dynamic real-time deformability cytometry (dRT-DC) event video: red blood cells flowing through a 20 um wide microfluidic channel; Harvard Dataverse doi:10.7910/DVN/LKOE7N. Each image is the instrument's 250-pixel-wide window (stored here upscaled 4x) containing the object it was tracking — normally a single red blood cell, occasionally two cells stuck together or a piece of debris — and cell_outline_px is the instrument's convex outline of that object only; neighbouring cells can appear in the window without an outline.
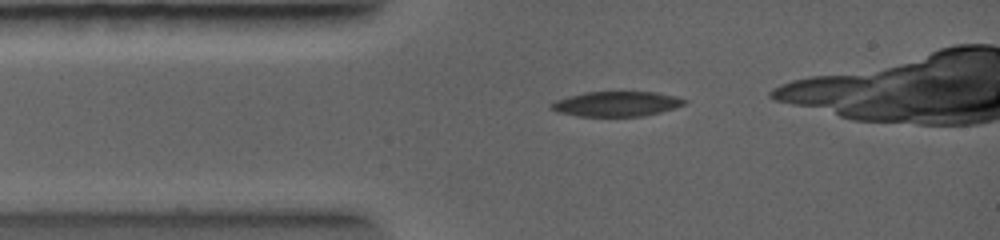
{"species": "common noctule bat (a hibernating species)", "species_latin": "Nyctalus noctula", "temperature_condition": "warm", "stored_images_in_passage": 30, "camera_frame_rate_fps": 5000, "um_per_image_px": 0.085, "animal": {"sex": "female", "body_mass_g": 19.0, "forearm_length_mm": 56.7}, "frame": {"image": 1, "passage_image": 1, "time_ms": 0.0, "image_size_px": [1000, 240], "cell_outline_px": [[688, 100], [684, 104], [660, 112], [640, 116], [580, 116], [560, 112], [548, 108], [548, 104], [556, 100], [568, 96], [584, 92], [656, 92], [676, 96]], "centroid_in_image_um": [52.37, 8.82], "position_along_channel_um": 32.6, "area_um2": 19.25}}
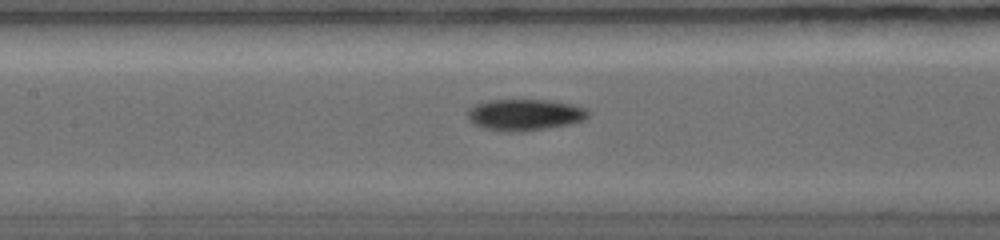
{"frame": {"image": 2, "passage_image": 11, "time_ms": 2.8, "image_size_px": [1000, 240], "cell_outline_px": [[588, 116], [584, 120], [568, 124], [548, 128], [520, 132], [504, 132], [480, 128], [472, 124], [468, 120], [468, 108], [476, 104], [492, 100], [548, 100], [572, 104], [588, 108]], "centroid_in_image_um": [44.57, 9.77], "position_along_channel_um": 162.8, "area_um2": 22.31}}
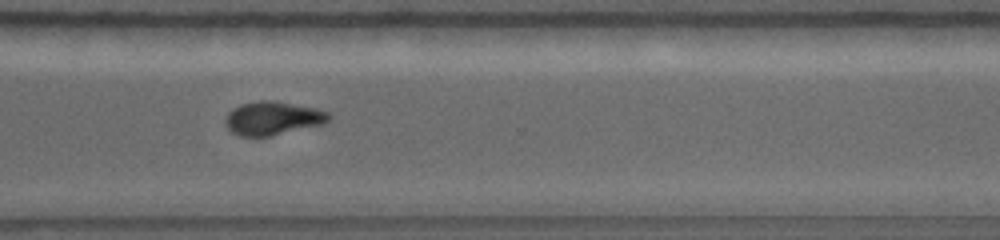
{"frame": {"image": 3, "passage_image": 24, "time_ms": 6.4, "image_size_px": [1000, 240], "cell_outline_px": [[332, 116], [324, 124], [272, 136], [240, 136], [232, 132], [224, 124], [224, 120], [228, 112], [240, 104], [288, 104], [316, 108], [328, 112]], "centroid_in_image_um": [23.2, 10.12], "position_along_channel_um": 347.4, "area_um2": 19.31}}